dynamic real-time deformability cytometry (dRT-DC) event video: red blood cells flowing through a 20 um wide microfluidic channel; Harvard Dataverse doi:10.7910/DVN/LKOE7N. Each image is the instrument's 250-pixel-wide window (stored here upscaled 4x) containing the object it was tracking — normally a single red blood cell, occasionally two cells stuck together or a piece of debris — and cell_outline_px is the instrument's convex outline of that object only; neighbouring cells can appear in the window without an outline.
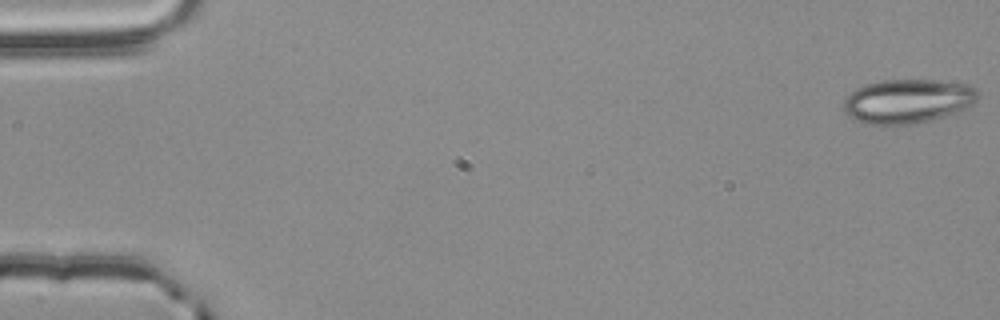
{"species": "common noctule bat (a hibernating species)", "species_latin": "Nyctalus noctula", "temperature_condition": "room temperature", "stored_images_in_passage": 3, "camera_frame_rate_fps": 3000, "um_per_image_px": 0.085, "animal": {"sex": "male", "body_mass_g": 20.4}, "frame": {"image": 1, "passage_image": 1, "time_ms": 0.0, "image_size_px": [1000, 320], "cell_outline_px": [[980, 96], [972, 104], [960, 112], [912, 124], [868, 124], [852, 120], [848, 116], [844, 108], [844, 100], [848, 92], [856, 88], [868, 84], [884, 80], [936, 80], [964, 84], [976, 88]], "centroid_in_image_um": [77.14, 8.6], "position_along_channel_um": 7.9, "area_um2": 34.56}}